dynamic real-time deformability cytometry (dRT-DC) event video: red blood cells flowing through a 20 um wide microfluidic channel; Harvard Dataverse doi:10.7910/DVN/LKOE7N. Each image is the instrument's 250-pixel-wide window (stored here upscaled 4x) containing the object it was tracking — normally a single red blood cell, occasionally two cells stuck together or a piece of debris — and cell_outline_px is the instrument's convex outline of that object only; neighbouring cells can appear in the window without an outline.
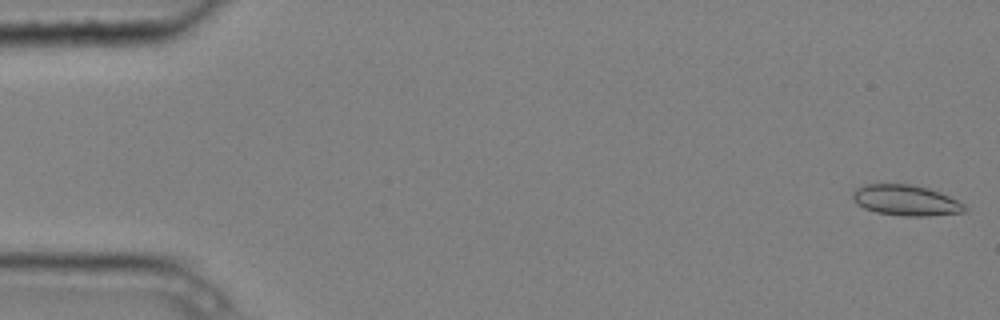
{"species": "common noctule bat (a hibernating species)", "species_latin": "Nyctalus noctula", "temperature_condition": "cold", "stored_images_in_passage": 5, "camera_frame_rate_fps": 3000, "um_per_image_px": 0.085, "animal": {"sex": "male", "body_mass_g": 20.4}, "frame": {"image": 1, "passage_image": 1, "time_ms": 0.0, "image_size_px": [1000, 320], "cell_outline_px": [[968, 208], [964, 212], [928, 216], [900, 216], [876, 212], [864, 208], [856, 204], [852, 200], [852, 192], [856, 188], [864, 184], [908, 184], [928, 188], [948, 196], [964, 204]], "centroid_in_image_um": [76.95, 17.03], "position_along_channel_um": 8.0, "area_um2": 20.06}}